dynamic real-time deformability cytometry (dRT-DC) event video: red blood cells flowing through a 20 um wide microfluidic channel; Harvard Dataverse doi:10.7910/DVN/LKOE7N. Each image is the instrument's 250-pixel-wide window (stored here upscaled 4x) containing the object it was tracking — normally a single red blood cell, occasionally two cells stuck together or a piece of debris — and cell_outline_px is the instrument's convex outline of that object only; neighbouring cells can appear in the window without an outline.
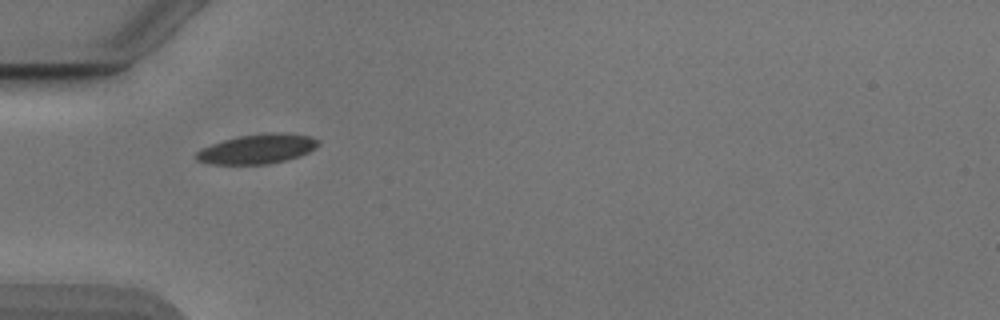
{"species": "Egyptian fruit bat (a non-hibernating species)", "species_latin": "Rousettus aegyptiacus", "temperature_condition": "cold", "stored_images_in_passage": 4, "camera_frame_rate_fps": 3000, "um_per_image_px": 0.085, "animal": {"sex": "male"}, "frame": {"image": 1, "passage_image": 1, "time_ms": 0.0, "image_size_px": [1000, 320], "cell_outline_px": [[320, 144], [308, 152], [300, 156], [288, 160], [268, 164], [212, 164], [196, 160], [196, 152], [200, 148], [224, 140], [240, 136], [272, 132], [284, 132], [308, 136], [320, 140]], "centroid_in_image_um": [21.89, 12.66], "position_along_channel_um": 63.1, "area_um2": 21.04}}